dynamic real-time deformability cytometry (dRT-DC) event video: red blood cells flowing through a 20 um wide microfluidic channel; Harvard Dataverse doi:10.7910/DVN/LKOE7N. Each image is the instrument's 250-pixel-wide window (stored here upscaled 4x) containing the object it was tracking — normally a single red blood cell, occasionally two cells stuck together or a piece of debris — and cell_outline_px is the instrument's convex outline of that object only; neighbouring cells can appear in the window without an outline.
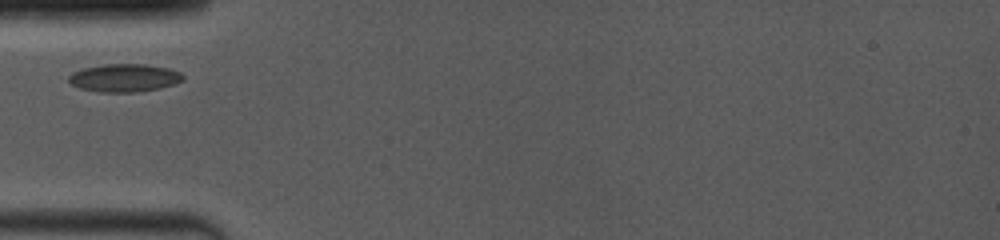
{"species": "common noctule bat (a hibernating species)", "species_latin": "Nyctalus noctula", "temperature_condition": "room temperature", "stored_images_in_passage": 11, "camera_frame_rate_fps": 4000, "um_per_image_px": 0.085, "animal": {"sex": "female", "body_mass_g": 19.0, "forearm_length_mm": 53.3}, "frame": {"image": 1, "passage_image": 1, "time_ms": 0.0, "image_size_px": [1000, 240], "cell_outline_px": [[184, 80], [176, 84], [160, 88], [136, 92], [100, 92], [80, 88], [72, 84], [68, 80], [68, 76], [72, 72], [84, 68], [108, 64], [144, 64], [168, 68], [180, 72], [184, 76]], "centroid_in_image_um": [10.6, 6.62], "position_along_channel_um": 74.4, "area_um2": 18.61}}
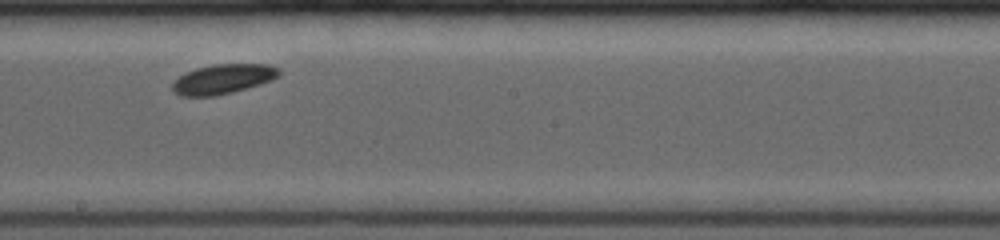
{"frame": {"image": 2, "passage_image": 5, "time_ms": 4.0, "image_size_px": [1000, 240], "cell_outline_px": [[280, 76], [272, 80], [260, 84], [232, 92], [212, 96], [180, 96], [172, 92], [172, 84], [180, 76], [196, 68], [216, 64], [268, 64], [280, 68]], "centroid_in_image_um": [18.98, 6.72], "position_along_channel_um": 229.2, "area_um2": 18.38}}
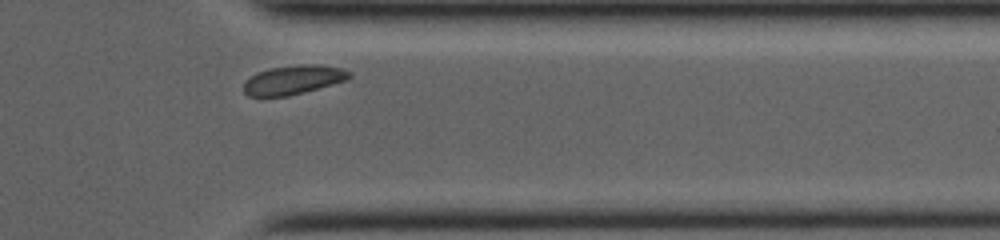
{"frame": {"image": 3, "passage_image": 10, "time_ms": 8.0, "image_size_px": [1000, 240], "cell_outline_px": [[352, 76], [348, 80], [304, 92], [288, 96], [248, 96], [244, 92], [244, 84], [256, 72], [268, 68], [300, 64], [320, 64], [340, 68], [352, 72]], "centroid_in_image_um": [24.97, 6.77], "position_along_channel_um": 386.4, "area_um2": 17.98}}